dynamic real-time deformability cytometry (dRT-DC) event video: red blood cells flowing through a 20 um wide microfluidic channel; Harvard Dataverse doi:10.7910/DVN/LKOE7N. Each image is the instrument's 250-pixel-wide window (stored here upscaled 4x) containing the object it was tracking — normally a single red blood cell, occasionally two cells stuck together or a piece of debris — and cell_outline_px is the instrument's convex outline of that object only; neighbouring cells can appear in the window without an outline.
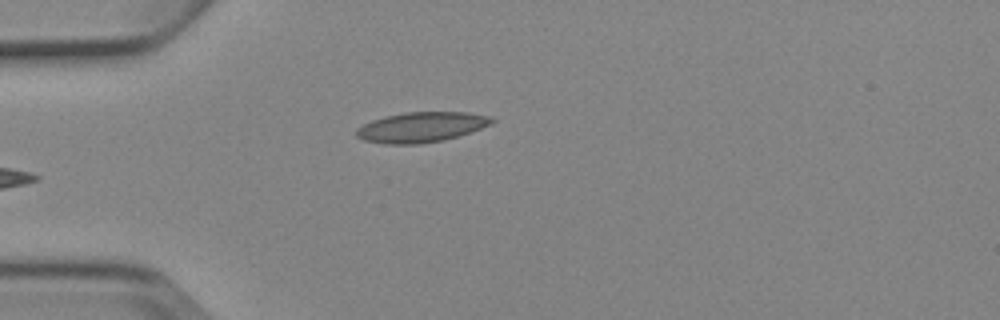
{"species": "Egyptian fruit bat (a non-hibernating species)", "species_latin": "Rousettus aegyptiacus", "temperature_condition": "cold", "stored_images_in_passage": 3, "camera_frame_rate_fps": 3000, "um_per_image_px": 0.085, "animal": {"sex": "female"}, "frame": {"image": 1, "passage_image": 3, "time_ms": 2.333, "image_size_px": [1000, 320], "cell_outline_px": [[496, 120], [492, 124], [444, 140], [420, 144], [384, 144], [364, 140], [356, 136], [356, 128], [372, 120], [384, 116], [404, 112], [468, 112], [488, 116]], "centroid_in_image_um": [35.78, 10.8], "position_along_channel_um": 49.2, "area_um2": 23.76}}